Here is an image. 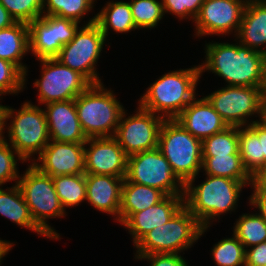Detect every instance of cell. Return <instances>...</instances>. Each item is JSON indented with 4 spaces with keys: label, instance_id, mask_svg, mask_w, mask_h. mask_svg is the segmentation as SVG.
Listing matches in <instances>:
<instances>
[{
    "label": "cell",
    "instance_id": "1",
    "mask_svg": "<svg viewBox=\"0 0 266 266\" xmlns=\"http://www.w3.org/2000/svg\"><path fill=\"white\" fill-rule=\"evenodd\" d=\"M232 40L204 41L201 78L208 72L221 77L224 85L260 87L264 54Z\"/></svg>",
    "mask_w": 266,
    "mask_h": 266
},
{
    "label": "cell",
    "instance_id": "2",
    "mask_svg": "<svg viewBox=\"0 0 266 266\" xmlns=\"http://www.w3.org/2000/svg\"><path fill=\"white\" fill-rule=\"evenodd\" d=\"M203 176H206L203 177L204 180L199 181L202 177L199 173L185 184L184 205L202 227H212L224 215L236 213L241 207L239 202L242 200L240 197L243 196V190L249 189L252 183H242L226 177Z\"/></svg>",
    "mask_w": 266,
    "mask_h": 266
},
{
    "label": "cell",
    "instance_id": "3",
    "mask_svg": "<svg viewBox=\"0 0 266 266\" xmlns=\"http://www.w3.org/2000/svg\"><path fill=\"white\" fill-rule=\"evenodd\" d=\"M189 67L169 70L158 76L137 99V104L164 119H175L199 95V63Z\"/></svg>",
    "mask_w": 266,
    "mask_h": 266
},
{
    "label": "cell",
    "instance_id": "4",
    "mask_svg": "<svg viewBox=\"0 0 266 266\" xmlns=\"http://www.w3.org/2000/svg\"><path fill=\"white\" fill-rule=\"evenodd\" d=\"M34 103L26 99L19 109L5 104L2 111L3 139L26 163H32L50 142L45 112Z\"/></svg>",
    "mask_w": 266,
    "mask_h": 266
},
{
    "label": "cell",
    "instance_id": "5",
    "mask_svg": "<svg viewBox=\"0 0 266 266\" xmlns=\"http://www.w3.org/2000/svg\"><path fill=\"white\" fill-rule=\"evenodd\" d=\"M210 226L202 227L196 217L184 205L170 220L146 233L133 247L136 261L149 254H186L201 237L209 232ZM191 248V249H190ZM183 253V254H182Z\"/></svg>",
    "mask_w": 266,
    "mask_h": 266
},
{
    "label": "cell",
    "instance_id": "6",
    "mask_svg": "<svg viewBox=\"0 0 266 266\" xmlns=\"http://www.w3.org/2000/svg\"><path fill=\"white\" fill-rule=\"evenodd\" d=\"M91 84L75 98L77 116L87 138L113 137L125 106L115 90Z\"/></svg>",
    "mask_w": 266,
    "mask_h": 266
},
{
    "label": "cell",
    "instance_id": "7",
    "mask_svg": "<svg viewBox=\"0 0 266 266\" xmlns=\"http://www.w3.org/2000/svg\"><path fill=\"white\" fill-rule=\"evenodd\" d=\"M17 185L35 224L51 240L62 239V234L49 223L50 219L68 216L59 201L52 177L28 163L23 174L21 172Z\"/></svg>",
    "mask_w": 266,
    "mask_h": 266
},
{
    "label": "cell",
    "instance_id": "8",
    "mask_svg": "<svg viewBox=\"0 0 266 266\" xmlns=\"http://www.w3.org/2000/svg\"><path fill=\"white\" fill-rule=\"evenodd\" d=\"M157 148L184 184L201 173L202 141L191 135L176 119L163 121Z\"/></svg>",
    "mask_w": 266,
    "mask_h": 266
},
{
    "label": "cell",
    "instance_id": "9",
    "mask_svg": "<svg viewBox=\"0 0 266 266\" xmlns=\"http://www.w3.org/2000/svg\"><path fill=\"white\" fill-rule=\"evenodd\" d=\"M214 90L205 97L228 126L244 127L263 119L265 99L260 87L222 84Z\"/></svg>",
    "mask_w": 266,
    "mask_h": 266
},
{
    "label": "cell",
    "instance_id": "10",
    "mask_svg": "<svg viewBox=\"0 0 266 266\" xmlns=\"http://www.w3.org/2000/svg\"><path fill=\"white\" fill-rule=\"evenodd\" d=\"M109 43L96 23L81 25L73 39L62 47L56 59L82 74L91 84H100L103 83V77L97 65L106 47L104 45L111 47Z\"/></svg>",
    "mask_w": 266,
    "mask_h": 266
},
{
    "label": "cell",
    "instance_id": "11",
    "mask_svg": "<svg viewBox=\"0 0 266 266\" xmlns=\"http://www.w3.org/2000/svg\"><path fill=\"white\" fill-rule=\"evenodd\" d=\"M37 61L41 71L32 83L33 90H37V105L75 99L91 85L82 74L63 65L56 58Z\"/></svg>",
    "mask_w": 266,
    "mask_h": 266
},
{
    "label": "cell",
    "instance_id": "12",
    "mask_svg": "<svg viewBox=\"0 0 266 266\" xmlns=\"http://www.w3.org/2000/svg\"><path fill=\"white\" fill-rule=\"evenodd\" d=\"M162 191L166 196H184L185 184L173 172L158 148L128 156L124 178Z\"/></svg>",
    "mask_w": 266,
    "mask_h": 266
},
{
    "label": "cell",
    "instance_id": "13",
    "mask_svg": "<svg viewBox=\"0 0 266 266\" xmlns=\"http://www.w3.org/2000/svg\"><path fill=\"white\" fill-rule=\"evenodd\" d=\"M135 107L132 114L128 109L123 111L113 136L127 156L157 148L160 128L165 120L138 104Z\"/></svg>",
    "mask_w": 266,
    "mask_h": 266
},
{
    "label": "cell",
    "instance_id": "14",
    "mask_svg": "<svg viewBox=\"0 0 266 266\" xmlns=\"http://www.w3.org/2000/svg\"><path fill=\"white\" fill-rule=\"evenodd\" d=\"M246 0H204L198 15L192 24L194 35L202 37L234 38L239 30Z\"/></svg>",
    "mask_w": 266,
    "mask_h": 266
},
{
    "label": "cell",
    "instance_id": "15",
    "mask_svg": "<svg viewBox=\"0 0 266 266\" xmlns=\"http://www.w3.org/2000/svg\"><path fill=\"white\" fill-rule=\"evenodd\" d=\"M30 55L36 60L56 58L81 26L79 22L55 15H42L28 24Z\"/></svg>",
    "mask_w": 266,
    "mask_h": 266
},
{
    "label": "cell",
    "instance_id": "16",
    "mask_svg": "<svg viewBox=\"0 0 266 266\" xmlns=\"http://www.w3.org/2000/svg\"><path fill=\"white\" fill-rule=\"evenodd\" d=\"M84 157L85 174L126 176L128 156L114 137L88 138Z\"/></svg>",
    "mask_w": 266,
    "mask_h": 266
},
{
    "label": "cell",
    "instance_id": "17",
    "mask_svg": "<svg viewBox=\"0 0 266 266\" xmlns=\"http://www.w3.org/2000/svg\"><path fill=\"white\" fill-rule=\"evenodd\" d=\"M84 146L85 143L50 140L31 164L51 177L85 174Z\"/></svg>",
    "mask_w": 266,
    "mask_h": 266
},
{
    "label": "cell",
    "instance_id": "18",
    "mask_svg": "<svg viewBox=\"0 0 266 266\" xmlns=\"http://www.w3.org/2000/svg\"><path fill=\"white\" fill-rule=\"evenodd\" d=\"M50 140L67 143H85L84 134L77 116L75 99L45 104L43 107Z\"/></svg>",
    "mask_w": 266,
    "mask_h": 266
},
{
    "label": "cell",
    "instance_id": "19",
    "mask_svg": "<svg viewBox=\"0 0 266 266\" xmlns=\"http://www.w3.org/2000/svg\"><path fill=\"white\" fill-rule=\"evenodd\" d=\"M202 95H197L175 118L191 135L201 141L229 127L204 93Z\"/></svg>",
    "mask_w": 266,
    "mask_h": 266
},
{
    "label": "cell",
    "instance_id": "20",
    "mask_svg": "<svg viewBox=\"0 0 266 266\" xmlns=\"http://www.w3.org/2000/svg\"><path fill=\"white\" fill-rule=\"evenodd\" d=\"M86 204L93 210L112 216L119 223L122 185L124 178L110 175L85 174Z\"/></svg>",
    "mask_w": 266,
    "mask_h": 266
},
{
    "label": "cell",
    "instance_id": "21",
    "mask_svg": "<svg viewBox=\"0 0 266 266\" xmlns=\"http://www.w3.org/2000/svg\"><path fill=\"white\" fill-rule=\"evenodd\" d=\"M184 206V196H166L158 204L134 213L123 225L133 246L149 231L167 223Z\"/></svg>",
    "mask_w": 266,
    "mask_h": 266
},
{
    "label": "cell",
    "instance_id": "22",
    "mask_svg": "<svg viewBox=\"0 0 266 266\" xmlns=\"http://www.w3.org/2000/svg\"><path fill=\"white\" fill-rule=\"evenodd\" d=\"M242 45L266 53V0L248 1L237 35Z\"/></svg>",
    "mask_w": 266,
    "mask_h": 266
},
{
    "label": "cell",
    "instance_id": "23",
    "mask_svg": "<svg viewBox=\"0 0 266 266\" xmlns=\"http://www.w3.org/2000/svg\"><path fill=\"white\" fill-rule=\"evenodd\" d=\"M30 54L29 26L24 22H16L12 26L0 30V58L16 65L25 74V90L30 75L24 58ZM29 66V67H28Z\"/></svg>",
    "mask_w": 266,
    "mask_h": 266
},
{
    "label": "cell",
    "instance_id": "24",
    "mask_svg": "<svg viewBox=\"0 0 266 266\" xmlns=\"http://www.w3.org/2000/svg\"><path fill=\"white\" fill-rule=\"evenodd\" d=\"M104 5L98 8L96 12V24L109 41V35L112 33L118 35L134 34L137 31L133 21L129 1L107 0ZM114 32V33H113Z\"/></svg>",
    "mask_w": 266,
    "mask_h": 266
},
{
    "label": "cell",
    "instance_id": "25",
    "mask_svg": "<svg viewBox=\"0 0 266 266\" xmlns=\"http://www.w3.org/2000/svg\"><path fill=\"white\" fill-rule=\"evenodd\" d=\"M5 187H0V215L18 227L37 234L38 238L51 240L33 221L19 186Z\"/></svg>",
    "mask_w": 266,
    "mask_h": 266
},
{
    "label": "cell",
    "instance_id": "26",
    "mask_svg": "<svg viewBox=\"0 0 266 266\" xmlns=\"http://www.w3.org/2000/svg\"><path fill=\"white\" fill-rule=\"evenodd\" d=\"M165 197L166 195L156 188L124 179L118 225L122 226L134 213L158 204Z\"/></svg>",
    "mask_w": 266,
    "mask_h": 266
},
{
    "label": "cell",
    "instance_id": "27",
    "mask_svg": "<svg viewBox=\"0 0 266 266\" xmlns=\"http://www.w3.org/2000/svg\"><path fill=\"white\" fill-rule=\"evenodd\" d=\"M97 1L100 0H44L43 15L68 18L81 25L92 24L96 22V10L94 9H97L95 8Z\"/></svg>",
    "mask_w": 266,
    "mask_h": 266
},
{
    "label": "cell",
    "instance_id": "28",
    "mask_svg": "<svg viewBox=\"0 0 266 266\" xmlns=\"http://www.w3.org/2000/svg\"><path fill=\"white\" fill-rule=\"evenodd\" d=\"M201 173L226 177L242 183H253V177L244 168L240 155L202 156Z\"/></svg>",
    "mask_w": 266,
    "mask_h": 266
},
{
    "label": "cell",
    "instance_id": "29",
    "mask_svg": "<svg viewBox=\"0 0 266 266\" xmlns=\"http://www.w3.org/2000/svg\"><path fill=\"white\" fill-rule=\"evenodd\" d=\"M253 211L239 215L231 228L245 249L266 242V221Z\"/></svg>",
    "mask_w": 266,
    "mask_h": 266
},
{
    "label": "cell",
    "instance_id": "30",
    "mask_svg": "<svg viewBox=\"0 0 266 266\" xmlns=\"http://www.w3.org/2000/svg\"><path fill=\"white\" fill-rule=\"evenodd\" d=\"M59 201L68 213L67 208L86 203L85 174L62 175L52 177Z\"/></svg>",
    "mask_w": 266,
    "mask_h": 266
},
{
    "label": "cell",
    "instance_id": "31",
    "mask_svg": "<svg viewBox=\"0 0 266 266\" xmlns=\"http://www.w3.org/2000/svg\"><path fill=\"white\" fill-rule=\"evenodd\" d=\"M239 154L247 172L254 177L264 167L261 143L248 127H238Z\"/></svg>",
    "mask_w": 266,
    "mask_h": 266
},
{
    "label": "cell",
    "instance_id": "32",
    "mask_svg": "<svg viewBox=\"0 0 266 266\" xmlns=\"http://www.w3.org/2000/svg\"><path fill=\"white\" fill-rule=\"evenodd\" d=\"M132 12L133 21L138 31L151 30L158 28L165 13L161 0H128Z\"/></svg>",
    "mask_w": 266,
    "mask_h": 266
},
{
    "label": "cell",
    "instance_id": "33",
    "mask_svg": "<svg viewBox=\"0 0 266 266\" xmlns=\"http://www.w3.org/2000/svg\"><path fill=\"white\" fill-rule=\"evenodd\" d=\"M212 245L211 260L216 266H245L246 249L238 238L231 233Z\"/></svg>",
    "mask_w": 266,
    "mask_h": 266
},
{
    "label": "cell",
    "instance_id": "34",
    "mask_svg": "<svg viewBox=\"0 0 266 266\" xmlns=\"http://www.w3.org/2000/svg\"><path fill=\"white\" fill-rule=\"evenodd\" d=\"M240 155L238 127L229 126L202 141V156Z\"/></svg>",
    "mask_w": 266,
    "mask_h": 266
},
{
    "label": "cell",
    "instance_id": "35",
    "mask_svg": "<svg viewBox=\"0 0 266 266\" xmlns=\"http://www.w3.org/2000/svg\"><path fill=\"white\" fill-rule=\"evenodd\" d=\"M20 165H25L24 159L2 139L0 141V187H4L9 182V185H15L20 178ZM14 182V184H12Z\"/></svg>",
    "mask_w": 266,
    "mask_h": 266
},
{
    "label": "cell",
    "instance_id": "36",
    "mask_svg": "<svg viewBox=\"0 0 266 266\" xmlns=\"http://www.w3.org/2000/svg\"><path fill=\"white\" fill-rule=\"evenodd\" d=\"M24 90L25 74L13 63L0 58V98L18 96Z\"/></svg>",
    "mask_w": 266,
    "mask_h": 266
},
{
    "label": "cell",
    "instance_id": "37",
    "mask_svg": "<svg viewBox=\"0 0 266 266\" xmlns=\"http://www.w3.org/2000/svg\"><path fill=\"white\" fill-rule=\"evenodd\" d=\"M16 22L29 24L43 15L44 0H0Z\"/></svg>",
    "mask_w": 266,
    "mask_h": 266
},
{
    "label": "cell",
    "instance_id": "38",
    "mask_svg": "<svg viewBox=\"0 0 266 266\" xmlns=\"http://www.w3.org/2000/svg\"><path fill=\"white\" fill-rule=\"evenodd\" d=\"M166 16L169 14L178 21L194 22L204 0H161Z\"/></svg>",
    "mask_w": 266,
    "mask_h": 266
},
{
    "label": "cell",
    "instance_id": "39",
    "mask_svg": "<svg viewBox=\"0 0 266 266\" xmlns=\"http://www.w3.org/2000/svg\"><path fill=\"white\" fill-rule=\"evenodd\" d=\"M181 254H149L140 256L138 261H147L149 266H190L189 260Z\"/></svg>",
    "mask_w": 266,
    "mask_h": 266
},
{
    "label": "cell",
    "instance_id": "40",
    "mask_svg": "<svg viewBox=\"0 0 266 266\" xmlns=\"http://www.w3.org/2000/svg\"><path fill=\"white\" fill-rule=\"evenodd\" d=\"M251 189L249 197H247V207L256 212L266 221V190L258 187L254 182L249 186Z\"/></svg>",
    "mask_w": 266,
    "mask_h": 266
},
{
    "label": "cell",
    "instance_id": "41",
    "mask_svg": "<svg viewBox=\"0 0 266 266\" xmlns=\"http://www.w3.org/2000/svg\"><path fill=\"white\" fill-rule=\"evenodd\" d=\"M245 266H266V242L246 248Z\"/></svg>",
    "mask_w": 266,
    "mask_h": 266
},
{
    "label": "cell",
    "instance_id": "42",
    "mask_svg": "<svg viewBox=\"0 0 266 266\" xmlns=\"http://www.w3.org/2000/svg\"><path fill=\"white\" fill-rule=\"evenodd\" d=\"M257 136L261 143L262 155H264V166L266 164V122L263 120L252 123L248 126Z\"/></svg>",
    "mask_w": 266,
    "mask_h": 266
},
{
    "label": "cell",
    "instance_id": "43",
    "mask_svg": "<svg viewBox=\"0 0 266 266\" xmlns=\"http://www.w3.org/2000/svg\"><path fill=\"white\" fill-rule=\"evenodd\" d=\"M15 19L10 15L6 8L0 3V30L15 24Z\"/></svg>",
    "mask_w": 266,
    "mask_h": 266
},
{
    "label": "cell",
    "instance_id": "44",
    "mask_svg": "<svg viewBox=\"0 0 266 266\" xmlns=\"http://www.w3.org/2000/svg\"><path fill=\"white\" fill-rule=\"evenodd\" d=\"M253 182L260 188L266 190V164L265 166L253 177Z\"/></svg>",
    "mask_w": 266,
    "mask_h": 266
},
{
    "label": "cell",
    "instance_id": "45",
    "mask_svg": "<svg viewBox=\"0 0 266 266\" xmlns=\"http://www.w3.org/2000/svg\"><path fill=\"white\" fill-rule=\"evenodd\" d=\"M260 89L264 99L266 100V53L263 56V64H262V77L260 83Z\"/></svg>",
    "mask_w": 266,
    "mask_h": 266
},
{
    "label": "cell",
    "instance_id": "46",
    "mask_svg": "<svg viewBox=\"0 0 266 266\" xmlns=\"http://www.w3.org/2000/svg\"><path fill=\"white\" fill-rule=\"evenodd\" d=\"M6 246H10V247H15L16 243L15 241H9V240H4L0 237V252L6 247Z\"/></svg>",
    "mask_w": 266,
    "mask_h": 266
},
{
    "label": "cell",
    "instance_id": "47",
    "mask_svg": "<svg viewBox=\"0 0 266 266\" xmlns=\"http://www.w3.org/2000/svg\"><path fill=\"white\" fill-rule=\"evenodd\" d=\"M13 247L10 246H6L1 252H0V266H4L2 265L4 262V258L9 254L10 251H12Z\"/></svg>",
    "mask_w": 266,
    "mask_h": 266
},
{
    "label": "cell",
    "instance_id": "48",
    "mask_svg": "<svg viewBox=\"0 0 266 266\" xmlns=\"http://www.w3.org/2000/svg\"><path fill=\"white\" fill-rule=\"evenodd\" d=\"M3 99L0 98V129H2V111H3Z\"/></svg>",
    "mask_w": 266,
    "mask_h": 266
},
{
    "label": "cell",
    "instance_id": "49",
    "mask_svg": "<svg viewBox=\"0 0 266 266\" xmlns=\"http://www.w3.org/2000/svg\"><path fill=\"white\" fill-rule=\"evenodd\" d=\"M264 122H266V100L264 101V106H263V119Z\"/></svg>",
    "mask_w": 266,
    "mask_h": 266
},
{
    "label": "cell",
    "instance_id": "50",
    "mask_svg": "<svg viewBox=\"0 0 266 266\" xmlns=\"http://www.w3.org/2000/svg\"><path fill=\"white\" fill-rule=\"evenodd\" d=\"M3 139L2 129H0V141Z\"/></svg>",
    "mask_w": 266,
    "mask_h": 266
}]
</instances>
